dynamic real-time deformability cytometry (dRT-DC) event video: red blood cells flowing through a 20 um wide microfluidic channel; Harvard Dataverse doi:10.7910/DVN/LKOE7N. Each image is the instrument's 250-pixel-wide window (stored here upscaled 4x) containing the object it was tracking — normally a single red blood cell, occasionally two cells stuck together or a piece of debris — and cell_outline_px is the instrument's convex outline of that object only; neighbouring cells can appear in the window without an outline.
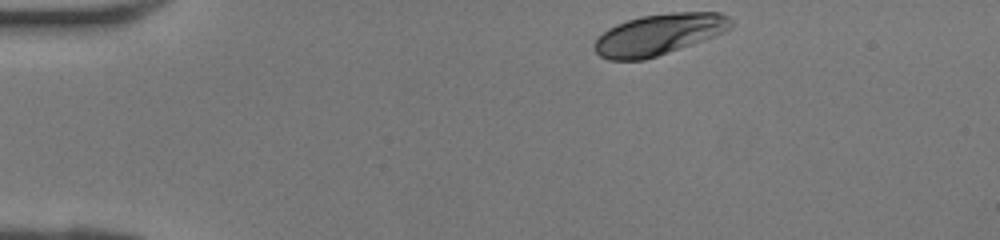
{"species": "human", "species_latin": "Homo sapiens", "temperature_condition": "room temperature", "stored_images_in_passage": 35, "camera_frame_rate_fps": 3000, "um_per_image_px": 0.085, "donor": {"sex": "female"}, "frame": {"image": 1, "passage_image": 1, "time_ms": 0.0, "image_size_px": [1000, 240], "cell_outline_px": [[732, 28], [724, 32], [668, 52], [644, 60], [608, 60], [600, 56], [592, 48], [592, 44], [608, 28], [616, 24], [640, 16], [672, 12], [720, 12], [728, 16], [732, 20]], "centroid_in_image_um": [55.98, 2.92], "position_along_channel_um": 29.0, "area_um2": 32.54}}
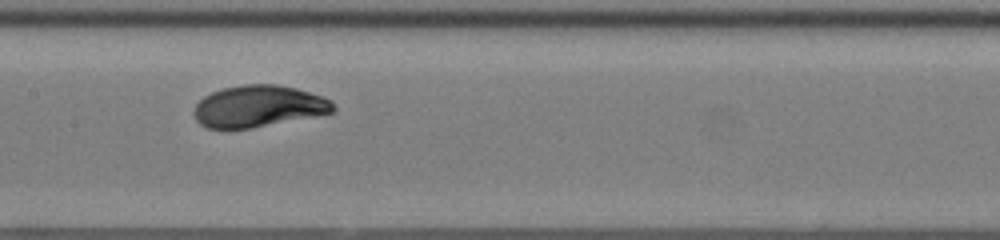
{"frame": {"image": 2, "passage_image": 15, "time_ms": 4.667, "image_size_px": [1000, 240], "cell_outline_px": [[336, 112], [252, 128], [208, 128], [200, 124], [196, 120], [192, 112], [196, 104], [204, 96], [212, 92], [224, 88], [244, 84], [276, 84], [296, 88], [332, 100], [336, 108]], "centroid_in_image_um": [21.98, 9.03], "position_along_channel_um": 185.4, "area_um2": 33.81}}
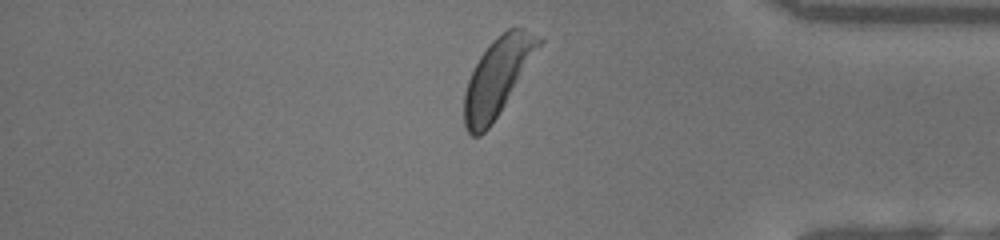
{"frame": {"image": 3, "passage_image": 29, "time_ms": 9.333, "image_size_px": [1000, 240], "cell_outline_px": [[544, 40], [504, 104], [488, 128], [480, 136], [472, 136], [468, 132], [464, 124], [464, 92], [468, 80], [480, 56], [492, 40], [496, 36], [508, 28], [524, 28], [544, 36]], "centroid_in_image_um": [42.29, 6.48], "position_along_channel_um": 392.9, "area_um2": 33.0}}